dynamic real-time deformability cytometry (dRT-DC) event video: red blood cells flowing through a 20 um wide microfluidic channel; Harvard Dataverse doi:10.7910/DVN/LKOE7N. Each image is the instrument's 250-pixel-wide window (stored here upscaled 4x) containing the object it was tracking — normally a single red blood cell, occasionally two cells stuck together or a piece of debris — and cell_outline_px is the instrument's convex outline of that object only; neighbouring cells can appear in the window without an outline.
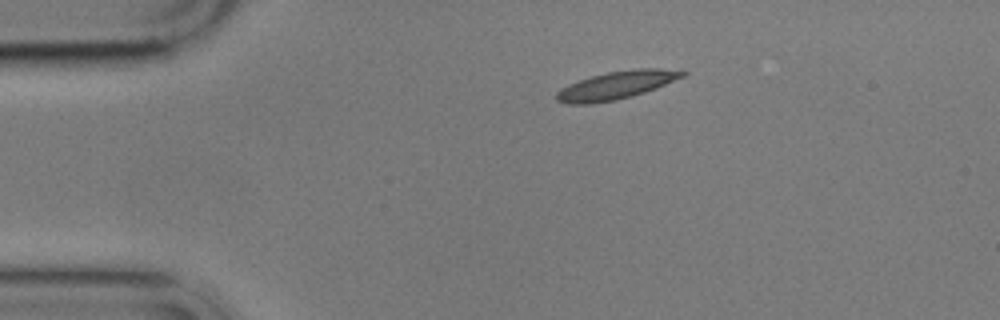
{"species": "common noctule bat (a hibernating species)", "species_latin": "Nyctalus noctula", "temperature_condition": "cold", "stored_images_in_passage": 2, "camera_frame_rate_fps": 3000, "um_per_image_px": 0.085, "animal": {"sex": "male", "body_mass_g": 17.9}, "frame": {"image": 1, "passage_image": 1, "time_ms": 0.0, "image_size_px": [1000, 320], "cell_outline_px": [[688, 72], [684, 76], [656, 88], [632, 96], [616, 100], [592, 104], [568, 104], [556, 100], [556, 92], [560, 88], [568, 84], [592, 76], [608, 72], [636, 68], [660, 68]], "centroid_in_image_um": [52.36, 7.25], "position_along_channel_um": 32.6, "area_um2": 20.46}}